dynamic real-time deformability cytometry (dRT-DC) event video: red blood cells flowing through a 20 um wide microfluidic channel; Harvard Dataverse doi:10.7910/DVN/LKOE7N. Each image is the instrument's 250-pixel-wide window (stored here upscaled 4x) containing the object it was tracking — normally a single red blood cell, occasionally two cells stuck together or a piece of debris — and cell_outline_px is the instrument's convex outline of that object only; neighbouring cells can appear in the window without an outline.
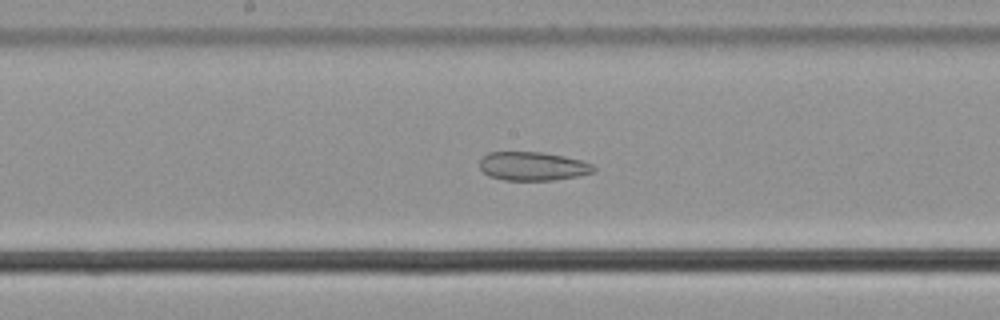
{"species": "common noctule bat (a hibernating species)", "species_latin": "Nyctalus noctula", "temperature_condition": "cold", "stored_images_in_passage": 58, "camera_frame_rate_fps": 3000, "um_per_image_px": 0.085, "animal": {"sex": "male", "body_mass_g": 21.5, "forearm_length_mm": 52.0}, "frame": {"image": 1, "passage_image": 31, "time_ms": 10.0, "image_size_px": [1000, 320], "cell_outline_px": [[596, 172], [576, 176], [552, 180], [504, 180], [488, 176], [480, 168], [480, 156], [488, 152], [540, 152], [584, 160], [592, 164], [596, 168]], "centroid_in_image_um": [45.28, 14.12], "position_along_channel_um": 202.9, "area_um2": 19.19}}
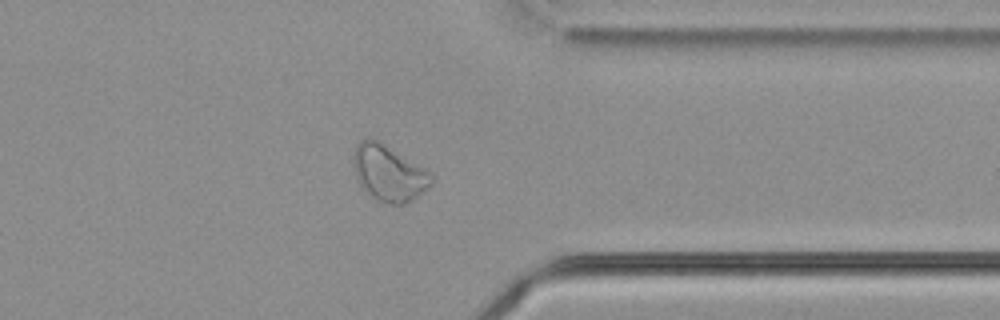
{"frame": {"image": 2, "passage_image": 46, "time_ms": 15.0, "image_size_px": [1000, 320], "cell_outline_px": [[436, 180], [432, 184], [416, 196], [404, 204], [384, 204], [376, 200], [364, 192], [356, 176], [352, 156], [356, 144], [360, 140], [376, 140], [384, 144], [424, 168], [436, 176]], "centroid_in_image_um": [33.04, 14.74], "position_along_channel_um": 378.4, "area_um2": 25.32}}
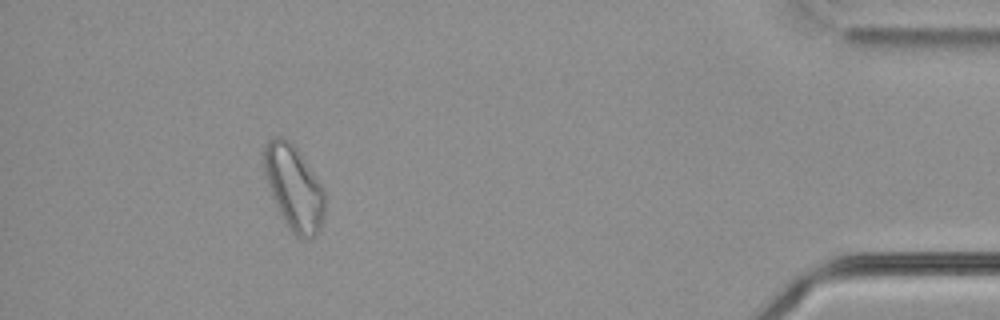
{"frame": {"image": 3, "passage_image": 53, "time_ms": 17.333, "image_size_px": [1000, 320], "cell_outline_px": [[324, 216], [320, 228], [316, 236], [304, 240], [296, 236], [288, 228], [276, 208], [264, 176], [260, 156], [260, 152], [264, 144], [268, 140], [276, 136], [280, 136], [288, 140], [300, 152], [320, 184], [324, 192]], "centroid_in_image_um": [24.91, 15.94], "position_along_channel_um": 410.3, "area_um2": 30.63}, "authors_computed_cell_mechanics": {"area_um2": 26.8481, "velocity_mm_per_s": 3.625, "shape_relaxation_time_tau1_ms": null, "shape_relaxation_time_tau2_ms": 5.8417, "deformation_change_tau1": null, "deformation_change_tau2": 0.1065}}